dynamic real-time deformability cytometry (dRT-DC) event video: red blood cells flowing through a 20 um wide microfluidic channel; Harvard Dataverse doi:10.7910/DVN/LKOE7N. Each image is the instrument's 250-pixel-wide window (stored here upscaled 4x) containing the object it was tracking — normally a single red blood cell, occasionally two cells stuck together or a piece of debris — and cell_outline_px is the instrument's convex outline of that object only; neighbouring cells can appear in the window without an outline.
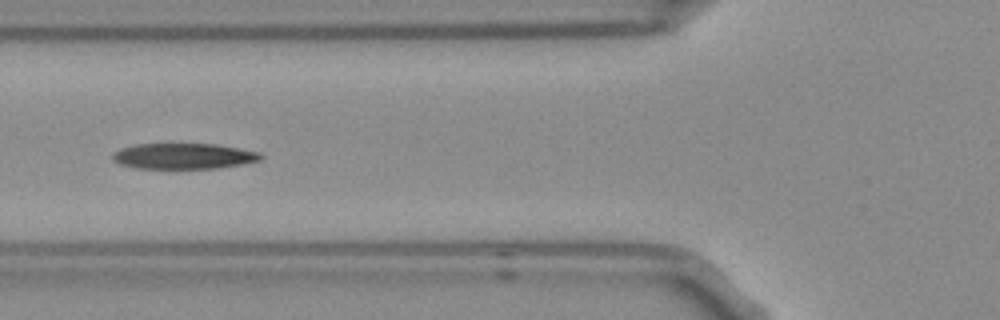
{"species": "Egyptian fruit bat (a non-hibernating species)", "species_latin": "Rousettus aegyptiacus", "temperature_condition": "room temperature", "stored_images_in_passage": 6, "camera_frame_rate_fps": 3000, "um_per_image_px": 0.085, "frame": {"image": 1, "passage_image": 6, "time_ms": 1.667, "image_size_px": [1000, 320], "cell_outline_px": [[264, 156], [260, 160], [240, 164], [216, 168], [136, 168], [120, 164], [112, 160], [112, 152], [136, 144], [216, 144], [240, 148], [260, 152]], "centroid_in_image_um": [15.61, 13.26], "position_along_channel_um": 110.2, "area_um2": 22.08}}